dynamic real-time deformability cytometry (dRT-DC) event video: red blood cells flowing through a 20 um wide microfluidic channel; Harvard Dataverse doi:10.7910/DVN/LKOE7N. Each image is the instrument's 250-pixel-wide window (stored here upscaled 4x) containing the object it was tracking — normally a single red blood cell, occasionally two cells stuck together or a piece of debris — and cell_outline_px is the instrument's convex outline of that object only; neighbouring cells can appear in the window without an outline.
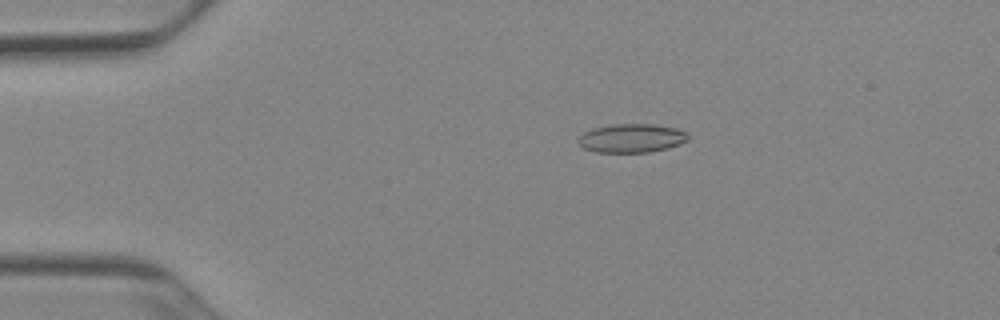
{"species": "Egyptian fruit bat (a non-hibernating species)", "species_latin": "Rousettus aegyptiacus", "temperature_condition": "cold", "stored_images_in_passage": 53, "camera_frame_rate_fps": 3000, "um_per_image_px": 0.085, "animal": {"sex": "female"}, "frame": {"image": 1, "passage_image": 11, "time_ms": 3.333, "image_size_px": [1000, 320], "cell_outline_px": [[688, 140], [680, 144], [668, 148], [648, 152], [596, 152], [584, 148], [576, 140], [584, 132], [592, 128], [612, 124], [656, 124], [676, 128], [688, 132]], "centroid_in_image_um": [53.7, 11.73], "position_along_channel_um": 31.3, "area_um2": 18.5}}
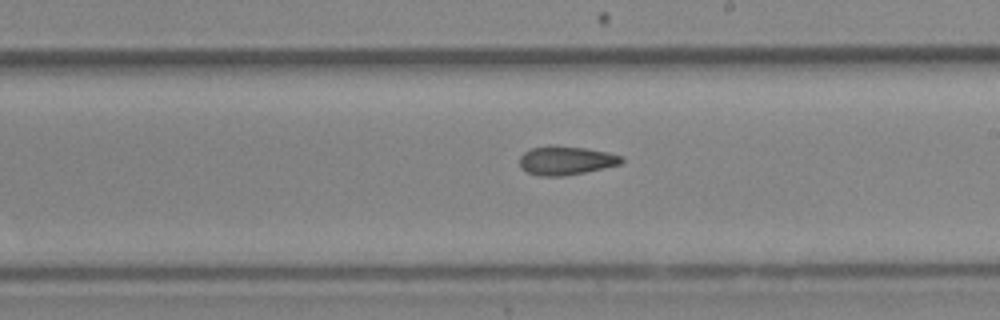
{"frame": {"image": 2, "passage_image": 31, "time_ms": 10.0, "image_size_px": [1000, 320], "cell_outline_px": [[624, 160], [620, 164], [604, 168], [564, 176], [540, 176], [528, 172], [520, 168], [520, 156], [524, 152], [532, 148], [552, 144], [556, 144], [588, 148], [608, 152], [624, 156]], "centroid_in_image_um": [48.12, 13.62], "position_along_channel_um": 240.9, "area_um2": 17.4}}
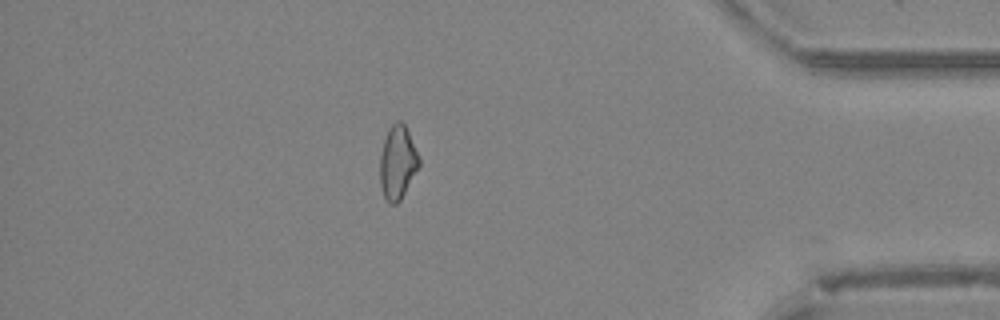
{"frame": {"image": 3, "passage_image": 46, "time_ms": 15.0, "image_size_px": [1000, 320], "cell_outline_px": [[420, 164], [400, 200], [396, 204], [388, 204], [384, 196], [380, 184], [380, 156], [384, 140], [388, 128], [396, 120], [400, 120], [404, 124], [408, 132], [420, 160]], "centroid_in_image_um": [33.77, 13.81], "position_along_channel_um": 401.4, "area_um2": 16.53}, "authors_computed_cell_mechanics": {"area_um2": 17.5712, "velocity_mm_per_s": 3.9246, "shape_relaxation_time_tau1_ms": null, "shape_relaxation_time_tau2_ms": 4.7722, "deformation_change_tau1": null, "deformation_change_tau2": 0.1244}}